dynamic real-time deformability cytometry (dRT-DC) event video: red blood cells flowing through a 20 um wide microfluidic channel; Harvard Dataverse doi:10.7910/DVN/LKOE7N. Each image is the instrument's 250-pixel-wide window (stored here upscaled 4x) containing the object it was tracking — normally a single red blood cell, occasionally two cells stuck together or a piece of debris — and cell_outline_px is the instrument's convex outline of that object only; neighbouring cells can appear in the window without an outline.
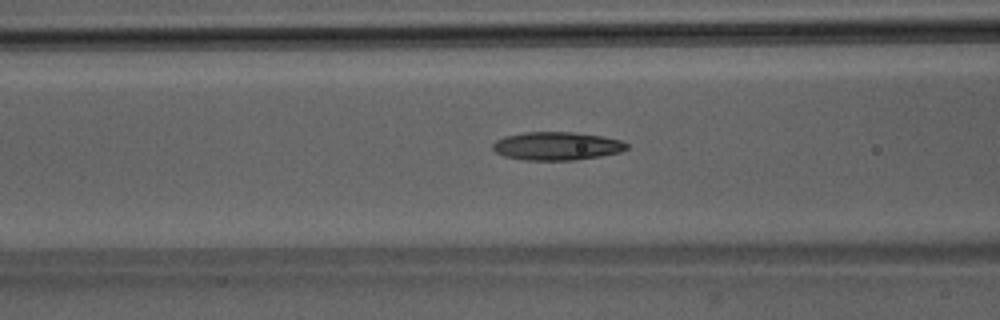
{"species": "Egyptian fruit bat (a non-hibernating species)", "species_latin": "Rousettus aegyptiacus", "temperature_condition": "room temperature", "stored_images_in_passage": 51, "camera_frame_rate_fps": 3000, "um_per_image_px": 0.085, "animal": {"sex": "male"}, "frame": {"image": 1, "passage_image": 21, "time_ms": 6.667, "image_size_px": [1000, 320], "cell_outline_px": [[628, 148], [620, 152], [600, 156], [572, 160], [524, 160], [504, 156], [496, 152], [492, 148], [492, 144], [496, 140], [504, 136], [524, 132], [576, 132], [604, 136], [620, 140], [628, 144]], "centroid_in_image_um": [47.32, 12.4], "position_along_channel_um": 119.3, "area_um2": 22.14}}
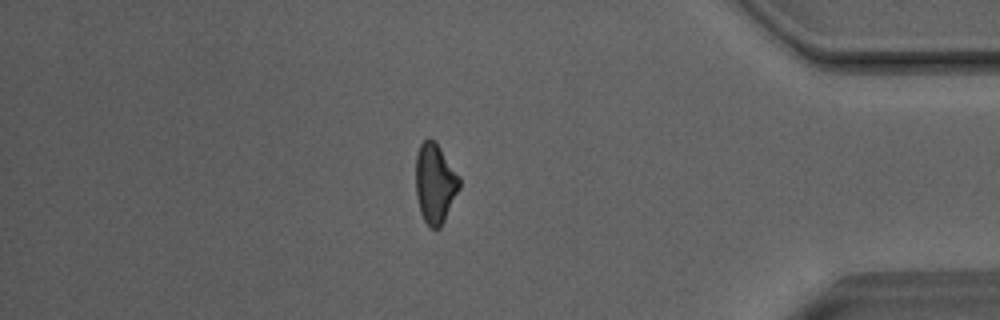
{"frame": {"image": 2, "passage_image": 44, "time_ms": 14.333, "image_size_px": [1000, 320], "cell_outline_px": [[460, 188], [440, 228], [432, 228], [424, 220], [420, 212], [416, 196], [416, 152], [420, 144], [428, 136], [436, 140], [460, 176]], "centroid_in_image_um": [36.98, 15.52], "position_along_channel_um": 398.2, "area_um2": 20.58}}
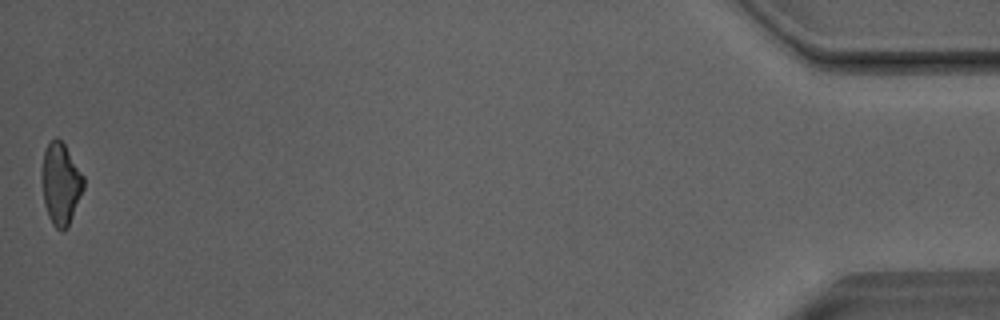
{"frame": {"image": 3, "passage_image": 51, "time_ms": 16.667, "image_size_px": [1000, 320], "cell_outline_px": [[84, 188], [68, 228], [64, 232], [60, 232], [52, 224], [48, 216], [44, 204], [40, 176], [40, 172], [44, 148], [56, 136], [64, 144], [84, 176]], "centroid_in_image_um": [5.14, 15.65], "position_along_channel_um": 430.1, "area_um2": 20.35}, "authors_computed_cell_mechanics": {"area_um2": 21.2126, "velocity_mm_per_s": 4.0776, "shape_relaxation_time_tau1_ms": null, "shape_relaxation_time_tau2_ms": 3.5836, "deformation_change_tau1": null, "deformation_change_tau2": 0.1417}}